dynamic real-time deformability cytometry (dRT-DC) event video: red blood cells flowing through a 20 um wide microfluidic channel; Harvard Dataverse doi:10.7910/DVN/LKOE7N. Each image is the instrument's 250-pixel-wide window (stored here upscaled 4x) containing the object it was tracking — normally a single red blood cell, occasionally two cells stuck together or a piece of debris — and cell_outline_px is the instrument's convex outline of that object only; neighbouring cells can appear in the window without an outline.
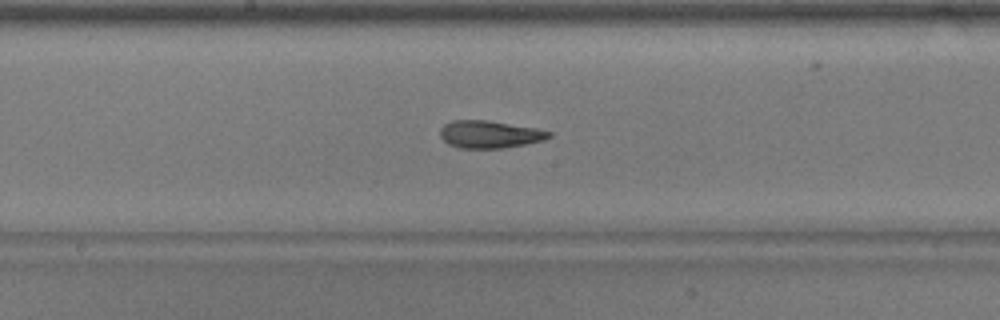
{"species": "common noctule bat (a hibernating species)", "species_latin": "Nyctalus noctula", "temperature_condition": "warm", "stored_images_in_passage": 48, "camera_frame_rate_fps": 3000, "um_per_image_px": 0.085, "animal": {"sex": "male", "body_mass_g": 17.9}, "frame": {"image": 1, "passage_image": 28, "time_ms": 9.0, "image_size_px": [1000, 320], "cell_outline_px": [[552, 136], [544, 140], [504, 148], [460, 148], [448, 144], [440, 136], [440, 128], [444, 124], [452, 120], [488, 120], [536, 128], [552, 132]], "centroid_in_image_um": [41.61, 11.41], "position_along_channel_um": 206.6, "area_um2": 17.46}}
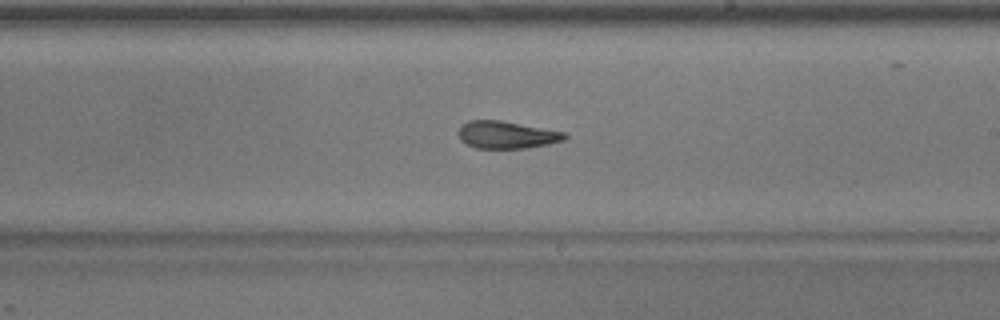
{"frame": {"image": 2, "passage_image": 31, "time_ms": 10.0, "image_size_px": [1000, 320], "cell_outline_px": [[568, 136], [564, 140], [548, 144], [524, 148], [476, 148], [460, 140], [460, 124], [468, 120], [500, 120], [568, 132]], "centroid_in_image_um": [43.1, 11.45], "position_along_channel_um": 245.9, "area_um2": 16.99}}
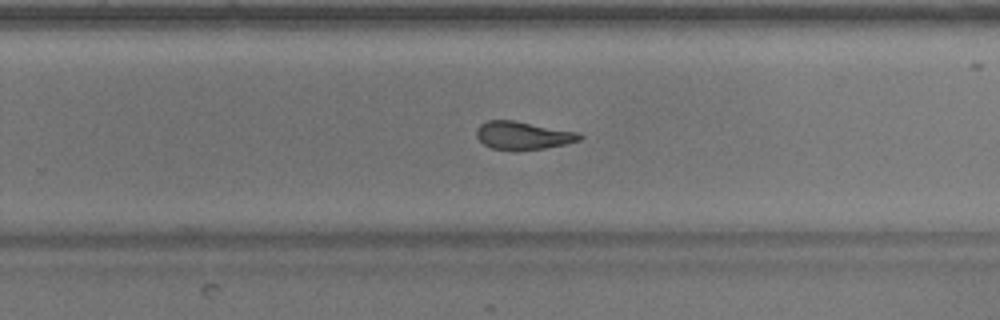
{"frame": {"image": 3, "passage_image": 34, "time_ms": 11.0, "image_size_px": [1000, 320], "cell_outline_px": [[584, 136], [580, 140], [564, 144], [544, 148], [516, 152], [512, 152], [492, 148], [484, 144], [476, 136], [476, 128], [480, 124], [488, 120], [516, 120], [580, 132]], "centroid_in_image_um": [44.46, 11.52], "position_along_channel_um": 285.3, "area_um2": 17.34}}